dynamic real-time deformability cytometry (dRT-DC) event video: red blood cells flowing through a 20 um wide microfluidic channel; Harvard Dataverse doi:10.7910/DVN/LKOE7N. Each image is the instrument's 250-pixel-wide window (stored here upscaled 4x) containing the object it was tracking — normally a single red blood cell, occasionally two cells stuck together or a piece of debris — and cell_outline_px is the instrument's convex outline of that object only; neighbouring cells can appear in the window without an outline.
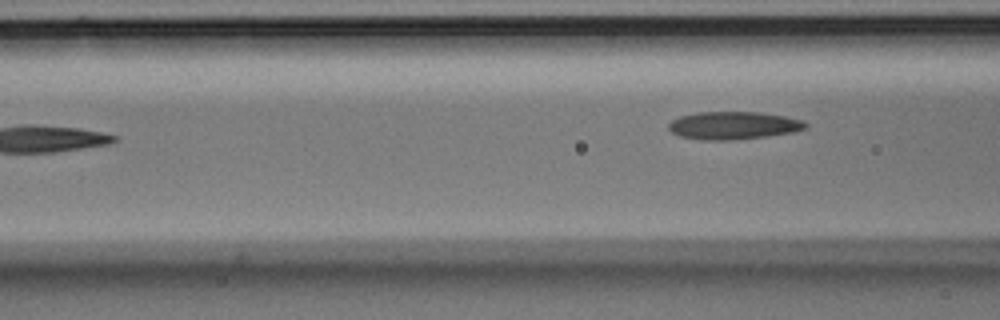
{"species": "Egyptian fruit bat (a non-hibernating species)", "species_latin": "Rousettus aegyptiacus", "temperature_condition": "room temperature", "stored_images_in_passage": 3, "camera_frame_rate_fps": 3000, "um_per_image_px": 0.085, "animal": {"sex": "male"}, "frame": {"image": 1, "passage_image": 3, "time_ms": 0.667, "image_size_px": [1000, 320], "cell_outline_px": [[808, 128], [796, 132], [768, 136], [728, 140], [704, 140], [680, 136], [672, 132], [668, 128], [668, 124], [672, 120], [680, 116], [696, 112], [760, 112], [784, 116], [804, 120], [808, 124]], "centroid_in_image_um": [62.38, 10.66], "position_along_channel_um": 104.2, "area_um2": 22.31}}